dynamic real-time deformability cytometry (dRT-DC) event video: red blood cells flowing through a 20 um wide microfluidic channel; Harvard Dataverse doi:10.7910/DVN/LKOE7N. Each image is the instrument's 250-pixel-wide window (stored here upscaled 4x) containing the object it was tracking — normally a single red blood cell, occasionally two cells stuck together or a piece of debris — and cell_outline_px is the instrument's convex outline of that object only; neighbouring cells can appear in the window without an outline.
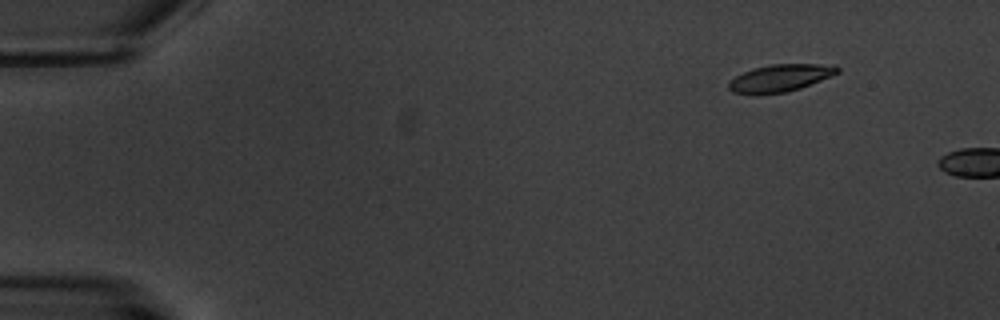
{"species": "common noctule bat (a hibernating species)", "species_latin": "Nyctalus noctula", "temperature_condition": "warm", "stored_images_in_passage": 2, "camera_frame_rate_fps": 3000, "um_per_image_px": 0.085, "animal": {"sex": "male", "body_mass_g": 20.1, "forearm_length_mm": 53.5}, "frame": {"image": 1, "passage_image": 1, "time_ms": 0.0, "image_size_px": [1000, 320], "cell_outline_px": [[840, 72], [832, 76], [800, 88], [788, 92], [756, 96], [732, 92], [728, 88], [728, 80], [744, 72], [768, 64], [836, 64], [840, 68]], "centroid_in_image_um": [66.31, 6.65], "position_along_channel_um": 18.7, "area_um2": 17.74}}